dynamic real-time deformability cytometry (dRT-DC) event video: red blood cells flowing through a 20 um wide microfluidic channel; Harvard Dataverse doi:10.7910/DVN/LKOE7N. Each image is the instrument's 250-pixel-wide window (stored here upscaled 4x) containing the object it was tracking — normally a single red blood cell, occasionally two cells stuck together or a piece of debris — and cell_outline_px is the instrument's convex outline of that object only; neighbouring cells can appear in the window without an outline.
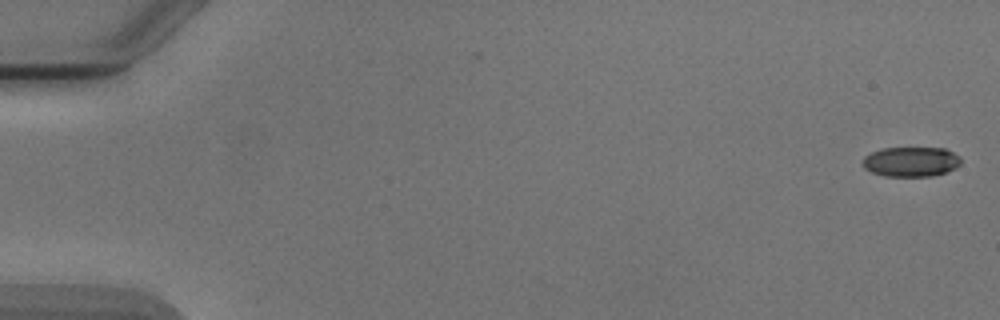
{"species": "Egyptian fruit bat (a non-hibernating species)", "species_latin": "Rousettus aegyptiacus", "temperature_condition": "cold", "stored_images_in_passage": 8, "camera_frame_rate_fps": 3000, "um_per_image_px": 0.085, "animal": {"sex": "male"}, "frame": {"image": 1, "passage_image": 1, "time_ms": 0.0, "image_size_px": [1000, 320], "cell_outline_px": [[960, 164], [956, 168], [948, 172], [932, 176], [884, 176], [872, 172], [864, 168], [864, 156], [872, 152], [884, 148], [944, 148], [960, 156]], "centroid_in_image_um": [77.47, 13.75], "position_along_channel_um": 7.5, "area_um2": 17.05}}
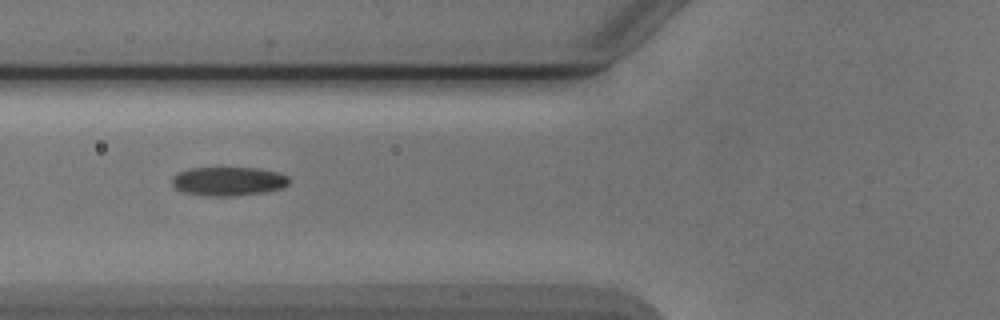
{"frame": {"image": 2, "passage_image": 6, "time_ms": 6.667, "image_size_px": [1000, 320], "cell_outline_px": [[288, 184], [280, 188], [264, 192], [236, 196], [208, 196], [184, 192], [176, 188], [172, 184], [172, 176], [188, 168], [220, 164], [256, 168], [276, 172], [288, 176]], "centroid_in_image_um": [19.35, 15.35], "position_along_channel_um": 106.4, "area_um2": 20.52}}
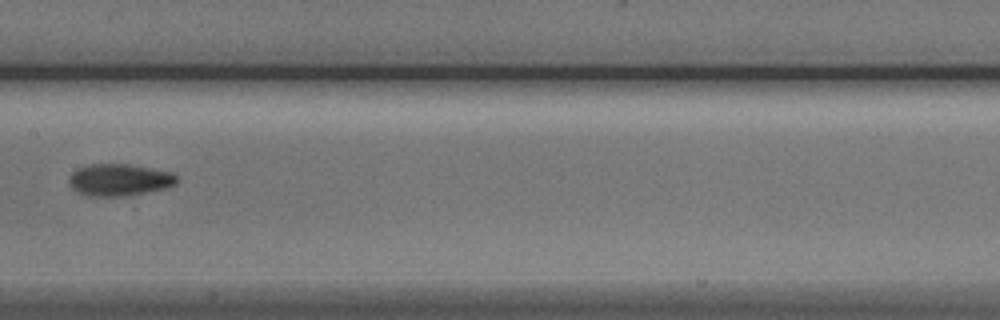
{"frame": {"image": 3, "passage_image": 8, "time_ms": 9.0, "image_size_px": [1000, 320], "cell_outline_px": [[176, 184], [164, 188], [124, 196], [88, 196], [72, 188], [68, 180], [72, 172], [76, 168], [88, 164], [128, 164], [172, 172], [176, 176]], "centroid_in_image_um": [10.1, 15.27], "position_along_channel_um": 197.3, "area_um2": 19.88}}